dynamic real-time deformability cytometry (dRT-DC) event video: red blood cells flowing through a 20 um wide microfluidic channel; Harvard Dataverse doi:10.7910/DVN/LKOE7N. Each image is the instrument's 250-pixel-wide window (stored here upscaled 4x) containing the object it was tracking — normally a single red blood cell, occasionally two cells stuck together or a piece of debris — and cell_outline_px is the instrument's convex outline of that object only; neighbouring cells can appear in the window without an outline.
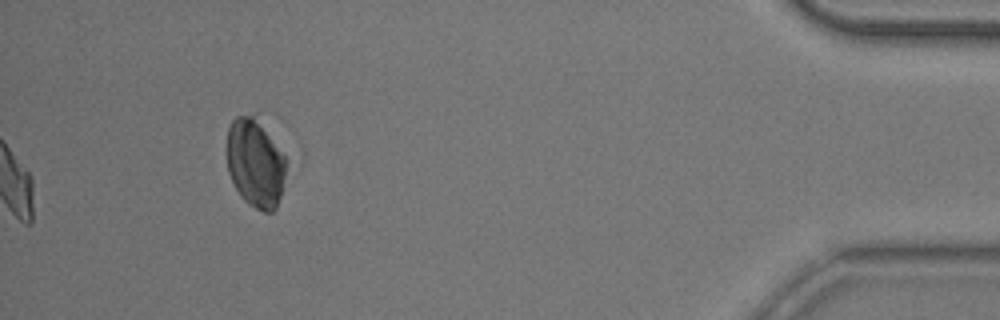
{"species": "common noctule bat (a hibernating species)", "species_latin": "Nyctalus noctula", "temperature_condition": "room temperature", "stored_images_in_passage": 37, "camera_frame_rate_fps": 3000, "um_per_image_px": 0.085, "animal": {"sex": "male", "body_mass_g": 20.5, "forearm_length_mm": 52.5}, "frame": {"image": 1, "passage_image": 37, "time_ms": 12.0, "image_size_px": [1000, 320], "cell_outline_px": [[284, 176], [280, 196], [276, 208], [272, 212], [264, 212], [248, 204], [240, 196], [228, 172], [224, 148], [228, 128], [232, 120], [236, 116], [252, 112], [256, 112], [284, 156]], "centroid_in_image_um": [21.63, 13.78], "position_along_channel_um": 413.6, "area_um2": 31.21}}